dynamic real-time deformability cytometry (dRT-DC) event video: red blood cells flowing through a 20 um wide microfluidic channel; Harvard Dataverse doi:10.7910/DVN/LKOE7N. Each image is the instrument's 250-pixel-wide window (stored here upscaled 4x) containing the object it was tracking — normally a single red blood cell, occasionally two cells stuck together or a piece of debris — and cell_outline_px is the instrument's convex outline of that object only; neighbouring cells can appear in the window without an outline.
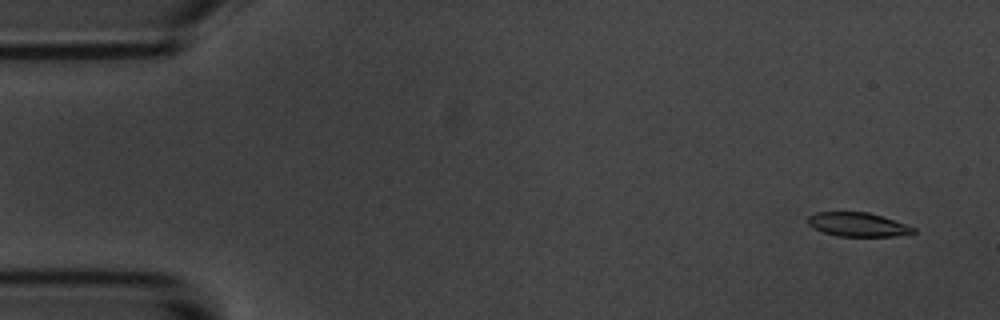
{"species": "common noctule bat (a hibernating species)", "species_latin": "Nyctalus noctula", "temperature_condition": "room temperature", "stored_images_in_passage": 5, "camera_frame_rate_fps": 3000, "um_per_image_px": 0.085, "animal": {"sex": "male", "body_mass_g": 20.1, "forearm_length_mm": 53.5}, "frame": {"image": 1, "passage_image": 1, "time_ms": 0.0, "image_size_px": [1000, 320], "cell_outline_px": [[916, 232], [896, 236], [836, 236], [812, 228], [808, 224], [808, 216], [816, 212], [868, 212], [916, 228]], "centroid_in_image_um": [72.87, 19.09], "position_along_channel_um": 12.1, "area_um2": 14.57}}
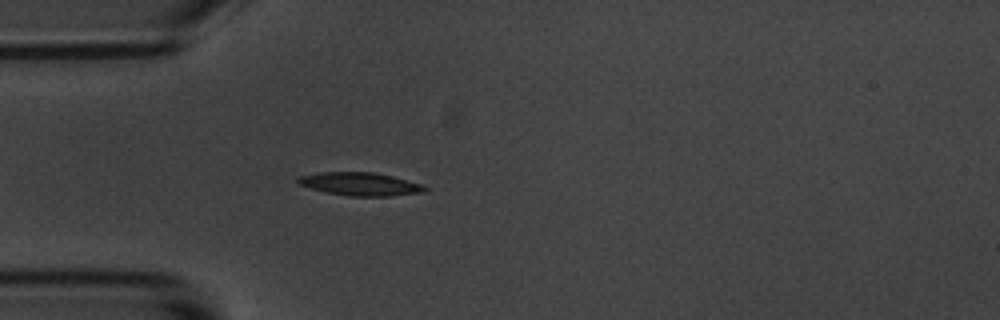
{"frame": {"image": 2, "passage_image": 5, "time_ms": 4.333, "image_size_px": [1000, 320], "cell_outline_px": [[428, 188], [424, 192], [392, 196], [348, 196], [328, 192], [312, 188], [300, 184], [296, 180], [300, 176], [316, 172], [372, 172], [392, 176], [424, 184]], "centroid_in_image_um": [30.67, 15.64], "position_along_channel_um": 54.3, "area_um2": 17.05}}